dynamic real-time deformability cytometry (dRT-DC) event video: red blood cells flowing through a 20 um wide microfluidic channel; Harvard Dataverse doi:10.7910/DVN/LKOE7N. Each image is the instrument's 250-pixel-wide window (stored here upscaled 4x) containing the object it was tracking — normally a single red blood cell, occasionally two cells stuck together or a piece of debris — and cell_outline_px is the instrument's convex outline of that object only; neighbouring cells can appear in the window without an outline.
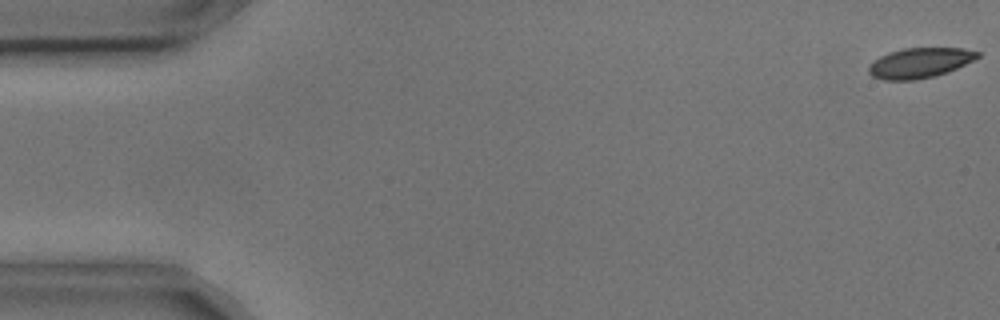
{"species": "common noctule bat (a hibernating species)", "species_latin": "Nyctalus noctula", "temperature_condition": "cold", "stored_images_in_passage": 4, "camera_frame_rate_fps": 3000, "um_per_image_px": 0.085, "animal": {"sex": "male", "body_mass_g": 17.9, "forearm_length_mm": 54.2}, "frame": {"image": 1, "passage_image": 1, "time_ms": 0.0, "image_size_px": [1000, 320], "cell_outline_px": [[980, 56], [956, 68], [936, 76], [912, 80], [884, 80], [872, 76], [868, 72], [868, 64], [880, 56], [888, 52], [904, 48], [964, 48], [980, 52]], "centroid_in_image_um": [78.14, 5.34], "position_along_channel_um": 6.9, "area_um2": 19.07}}
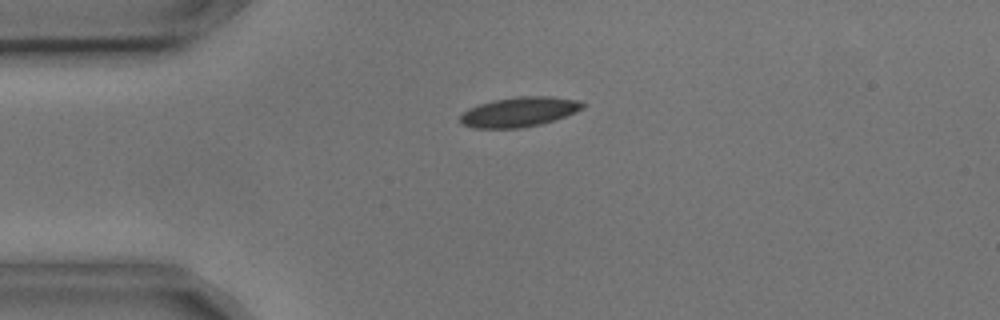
{"frame": {"image": 2, "passage_image": 4, "time_ms": 1.0, "image_size_px": [1000, 320], "cell_outline_px": [[588, 104], [584, 108], [576, 112], [540, 124], [520, 128], [472, 128], [460, 124], [460, 116], [468, 108], [492, 100], [516, 96], [552, 96], [580, 100]], "centroid_in_image_um": [44.14, 9.5], "position_along_channel_um": 40.9, "area_um2": 21.44}}